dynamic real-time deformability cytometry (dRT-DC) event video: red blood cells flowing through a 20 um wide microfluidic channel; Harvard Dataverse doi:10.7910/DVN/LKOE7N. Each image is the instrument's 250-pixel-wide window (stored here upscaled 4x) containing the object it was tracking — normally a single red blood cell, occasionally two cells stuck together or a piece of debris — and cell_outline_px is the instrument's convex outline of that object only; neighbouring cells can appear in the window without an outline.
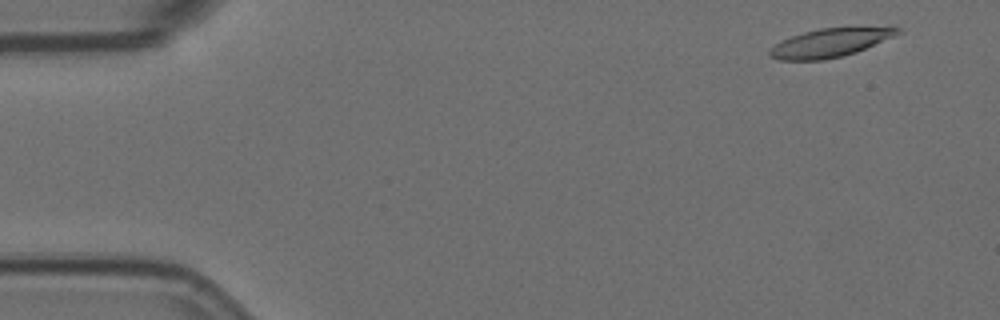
{"species": "Egyptian fruit bat (a non-hibernating species)", "species_latin": "Rousettus aegyptiacus", "temperature_condition": "room temperature", "stored_images_in_passage": 7, "camera_frame_rate_fps": 3000, "um_per_image_px": 0.085, "animal": {"sex": "female"}, "frame": {"image": 1, "passage_image": 1, "time_ms": 0.0, "image_size_px": [1000, 320], "cell_outline_px": [[904, 32], [856, 52], [840, 56], [820, 60], [780, 60], [768, 56], [768, 52], [776, 44], [792, 36], [804, 32], [820, 28], [900, 28]], "centroid_in_image_um": [70.53, 3.65], "position_along_channel_um": 14.5, "area_um2": 20.69}}
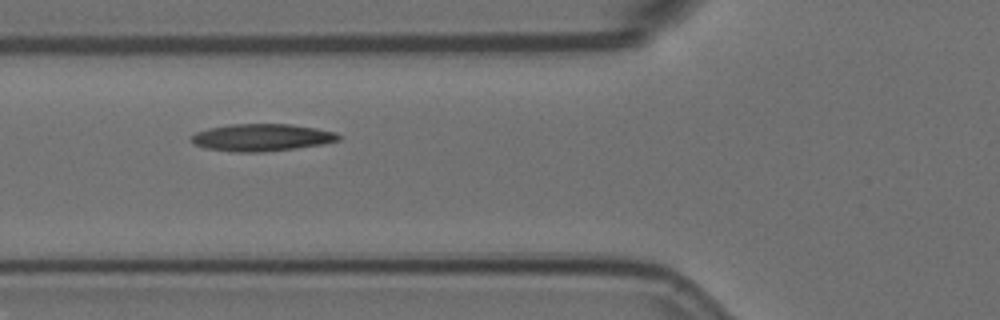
{"frame": {"image": 2, "passage_image": 6, "time_ms": 1.667, "image_size_px": [1000, 320], "cell_outline_px": [[340, 140], [320, 144], [296, 148], [260, 152], [236, 152], [204, 148], [196, 144], [192, 140], [192, 136], [196, 132], [208, 128], [232, 124], [292, 124], [316, 128], [336, 132], [340, 136]], "centroid_in_image_um": [22.25, 11.68], "position_along_channel_um": 103.5, "area_um2": 23.18}}
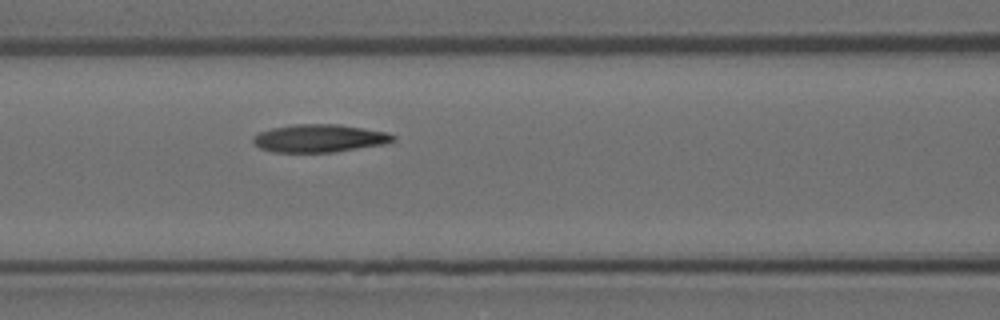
{"frame": {"image": 3, "passage_image": 7, "time_ms": 2.0, "image_size_px": [1000, 320], "cell_outline_px": [[396, 140], [384, 144], [332, 152], [272, 152], [260, 148], [252, 140], [252, 136], [260, 132], [272, 128], [292, 124], [340, 124], [388, 132], [396, 136]], "centroid_in_image_um": [27.16, 11.74], "position_along_channel_um": 139.4, "area_um2": 22.77}}